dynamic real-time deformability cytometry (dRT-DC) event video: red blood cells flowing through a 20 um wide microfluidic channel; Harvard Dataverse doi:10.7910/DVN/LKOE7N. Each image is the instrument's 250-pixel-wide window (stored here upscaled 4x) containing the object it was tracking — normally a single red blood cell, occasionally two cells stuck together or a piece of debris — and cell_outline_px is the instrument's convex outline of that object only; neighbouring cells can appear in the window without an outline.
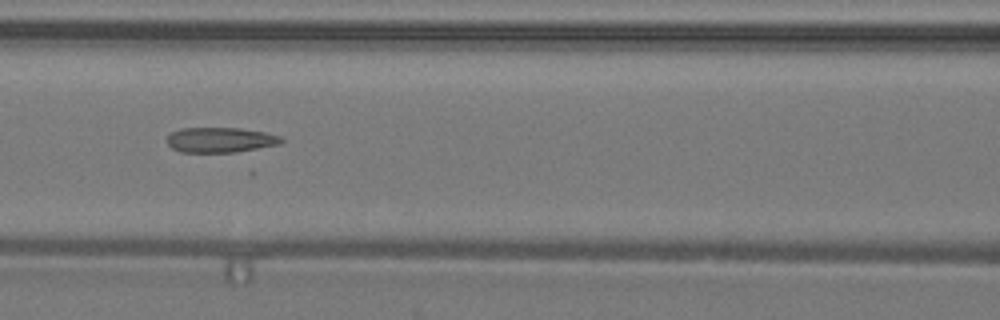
{"species": "common noctule bat (a hibernating species)", "species_latin": "Nyctalus noctula", "temperature_condition": "warm", "stored_images_in_passage": 35, "camera_frame_rate_fps": 3000, "um_per_image_px": 0.085, "animal": {"sex": "male", "body_mass_g": 19.2, "forearm_length_mm": 51.8}, "frame": {"image": 1, "passage_image": 8, "time_ms": 2.333, "image_size_px": [1000, 320], "cell_outline_px": [[284, 140], [280, 144], [236, 152], [180, 152], [172, 148], [168, 144], [168, 136], [172, 132], [180, 128], [240, 128], [264, 132], [280, 136]], "centroid_in_image_um": [18.73, 11.89], "position_along_channel_um": 147.9, "area_um2": 16.65}}
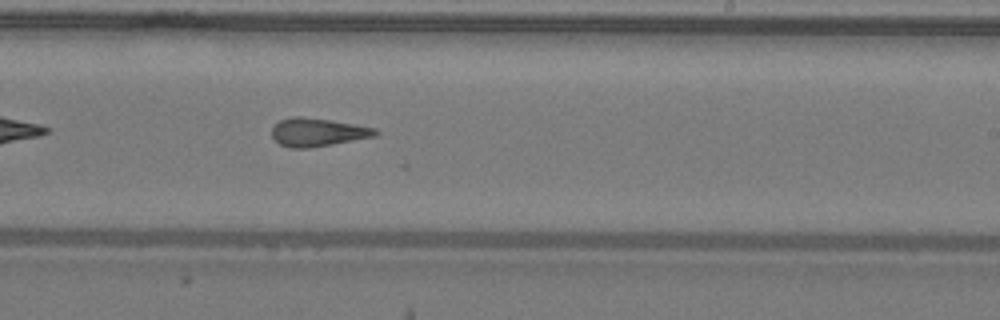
{"frame": {"image": 2, "passage_image": 16, "time_ms": 5.0, "image_size_px": [1000, 320], "cell_outline_px": [[380, 132], [376, 136], [332, 144], [308, 148], [288, 148], [280, 144], [272, 136], [272, 128], [280, 120], [292, 116], [300, 116], [328, 120], [376, 128]], "centroid_in_image_um": [26.99, 11.24], "position_along_channel_um": 262.0, "area_um2": 16.88}}
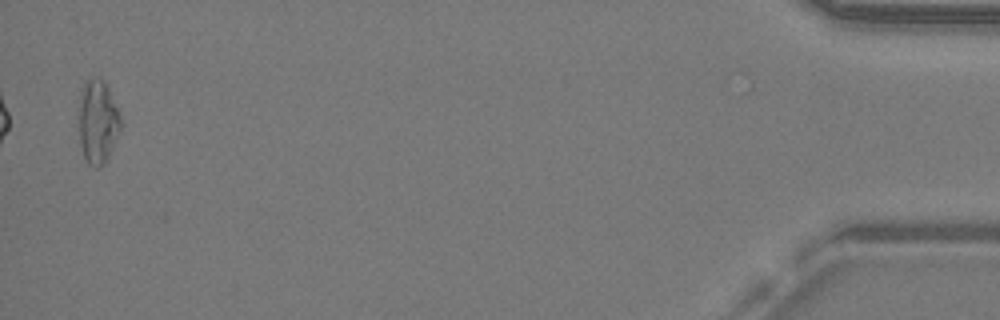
{"frame": {"image": 3, "passage_image": 34, "time_ms": 11.0, "image_size_px": [1000, 320], "cell_outline_px": [[124, 124], [104, 164], [100, 168], [92, 168], [84, 160], [80, 144], [76, 116], [76, 112], [84, 80], [92, 76], [104, 80], [108, 88]], "centroid_in_image_um": [8.27, 10.35], "position_along_channel_um": 426.9, "area_um2": 21.44}, "authors_computed_cell_mechanics": {"area_um2": 17.2822, "velocity_mm_per_s": 4.3078, "shape_relaxation_time_tau1_ms": null, "shape_relaxation_time_tau2_ms": 2.9872, "deformation_change_tau1": null, "deformation_change_tau2": 0.1456}}